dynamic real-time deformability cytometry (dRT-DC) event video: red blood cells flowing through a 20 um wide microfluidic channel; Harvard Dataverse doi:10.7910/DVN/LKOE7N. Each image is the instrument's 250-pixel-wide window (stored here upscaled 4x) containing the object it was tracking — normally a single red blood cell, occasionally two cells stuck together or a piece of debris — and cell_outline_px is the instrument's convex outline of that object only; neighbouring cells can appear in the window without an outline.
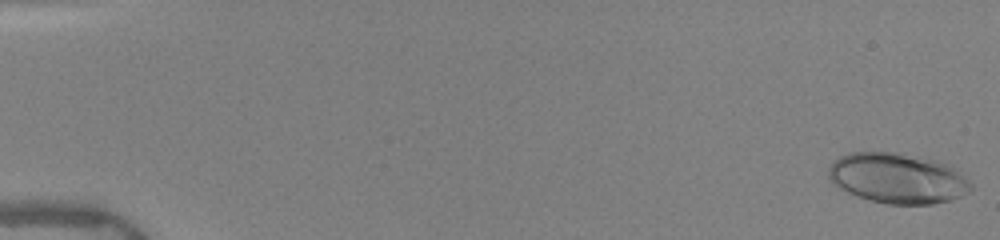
{"species": "human", "species_latin": "Homo sapiens", "temperature_condition": "warm", "stored_images_in_passage": 51, "camera_frame_rate_fps": 3000, "um_per_image_px": 0.085, "donor": {"sex": "female"}, "frame": {"image": 1, "passage_image": 1, "time_ms": 0.0, "image_size_px": [1000, 240], "cell_outline_px": [[972, 188], [968, 192], [952, 200], [932, 204], [888, 204], [868, 200], [856, 196], [840, 188], [828, 180], [828, 168], [832, 160], [848, 152], [896, 152], [940, 160], [952, 164], [972, 184]], "centroid_in_image_um": [76.29, 15.13], "position_along_channel_um": 8.7, "area_um2": 42.43}}
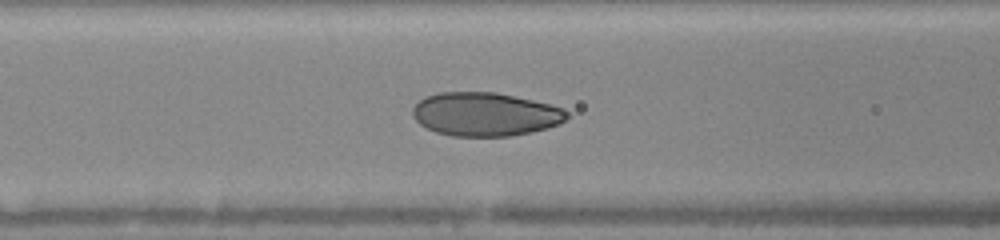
{"frame": {"image": 2, "passage_image": 22, "time_ms": 7.0, "image_size_px": [1000, 240], "cell_outline_px": [[568, 116], [560, 124], [548, 128], [532, 132], [512, 136], [452, 136], [436, 132], [420, 124], [412, 116], [412, 108], [424, 96], [440, 92], [496, 92], [532, 100], [564, 108], [568, 112]], "centroid_in_image_um": [41.24, 9.71], "position_along_channel_um": 125.4, "area_um2": 39.3}}
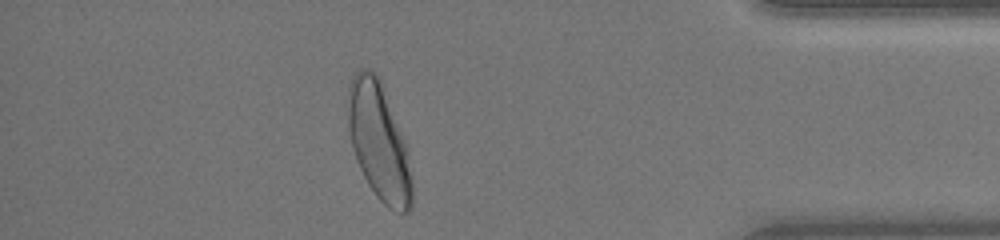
{"frame": {"image": 3, "passage_image": 45, "time_ms": 14.667, "image_size_px": [1000, 240], "cell_outline_px": [[412, 208], [408, 212], [400, 212], [388, 208], [376, 196], [368, 184], [356, 160], [348, 128], [348, 84], [352, 76], [360, 68], [368, 68], [376, 72], [380, 80], [408, 148], [412, 180]], "centroid_in_image_um": [32.21, 12.03], "position_along_channel_um": 403.0, "area_um2": 43.81}, "authors_computed_cell_mechanics": {"area_um2": 39.2462, "velocity_mm_per_s": 4.0271, "shape_relaxation_time_tau1_ms": 3.2502, "shape_relaxation_time_tau2_ms": null, "deformation_change_tau1": 0.1468, "deformation_change_tau2": null}}